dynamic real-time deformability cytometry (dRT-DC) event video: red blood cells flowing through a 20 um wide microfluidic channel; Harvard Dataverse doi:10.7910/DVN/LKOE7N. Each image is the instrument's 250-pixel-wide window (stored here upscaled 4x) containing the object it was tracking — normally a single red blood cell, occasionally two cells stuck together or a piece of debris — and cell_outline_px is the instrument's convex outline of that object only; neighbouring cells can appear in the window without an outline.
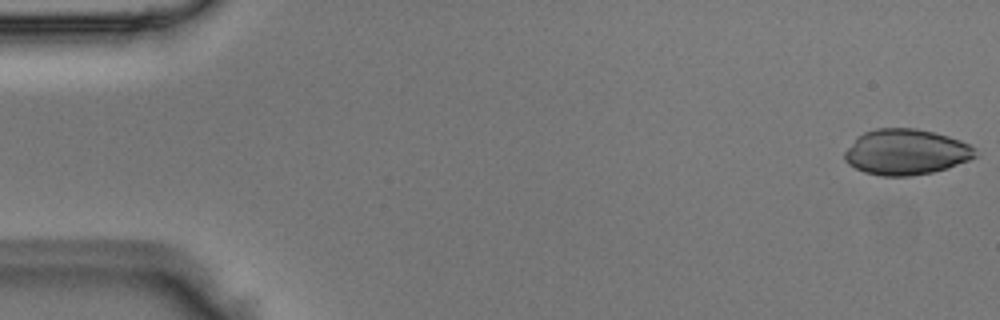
{"species": "Egyptian fruit bat (a non-hibernating species)", "species_latin": "Rousettus aegyptiacus", "temperature_condition": "room temperature", "stored_images_in_passage": 49, "camera_frame_rate_fps": 3000, "um_per_image_px": 0.085, "animal": {"sex": "male"}, "frame": {"image": 1, "passage_image": 1, "time_ms": 0.0, "image_size_px": [1000, 320], "cell_outline_px": [[976, 156], [968, 160], [948, 168], [932, 172], [908, 176], [884, 176], [864, 172], [848, 164], [844, 160], [844, 152], [856, 136], [864, 132], [876, 128], [916, 128], [936, 132], [960, 140], [976, 148]], "centroid_in_image_um": [76.99, 12.91], "position_along_channel_um": 8.0, "area_um2": 34.91}}